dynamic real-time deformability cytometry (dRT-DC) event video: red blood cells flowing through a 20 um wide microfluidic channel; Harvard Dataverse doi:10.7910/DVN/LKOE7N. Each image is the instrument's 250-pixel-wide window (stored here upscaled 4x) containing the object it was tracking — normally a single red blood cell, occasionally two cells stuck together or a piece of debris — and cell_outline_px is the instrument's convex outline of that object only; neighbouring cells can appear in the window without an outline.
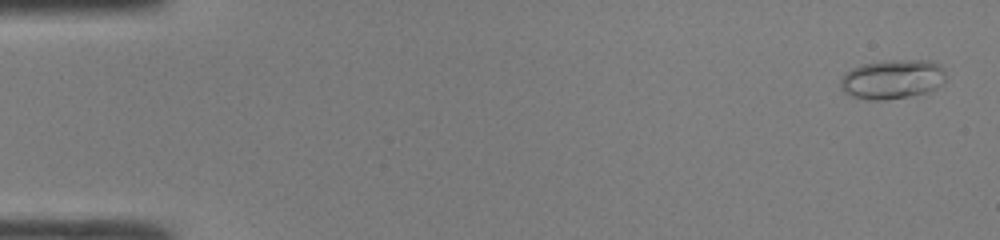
{"species": "common noctule bat (a hibernating species)", "species_latin": "Nyctalus noctula", "temperature_condition": "room temperature", "stored_images_in_passage": 48, "camera_frame_rate_fps": 3000, "um_per_image_px": 0.085, "animal": {"sex": "male", "body_mass_g": 19.0, "forearm_length_mm": 50.8}, "frame": {"image": 1, "passage_image": 2, "time_ms": 0.333, "image_size_px": [1000, 240], "cell_outline_px": [[944, 80], [936, 88], [924, 92], [908, 96], [880, 100], [868, 100], [852, 96], [844, 92], [840, 88], [840, 80], [844, 72], [860, 64], [888, 60], [928, 60], [940, 64], [944, 68]], "centroid_in_image_um": [75.8, 6.72], "position_along_channel_um": 9.2, "area_um2": 24.16}}
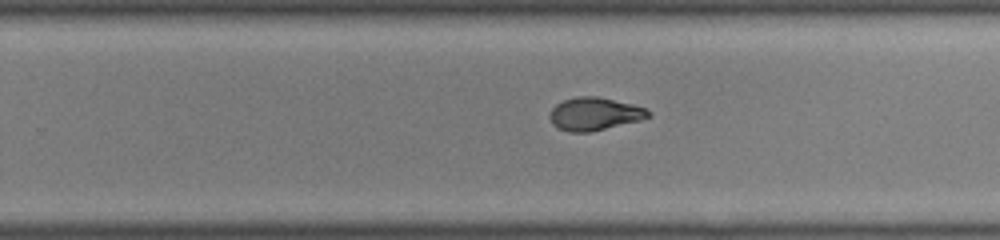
{"frame": {"image": 2, "passage_image": 31, "time_ms": 10.0, "image_size_px": [1000, 240], "cell_outline_px": [[652, 116], [640, 120], [592, 132], [568, 132], [552, 124], [548, 116], [552, 108], [556, 104], [564, 100], [576, 96], [596, 96], [632, 104], [644, 108], [652, 112]], "centroid_in_image_um": [50.52, 9.68], "position_along_channel_um": 279.3, "area_um2": 18.96}}
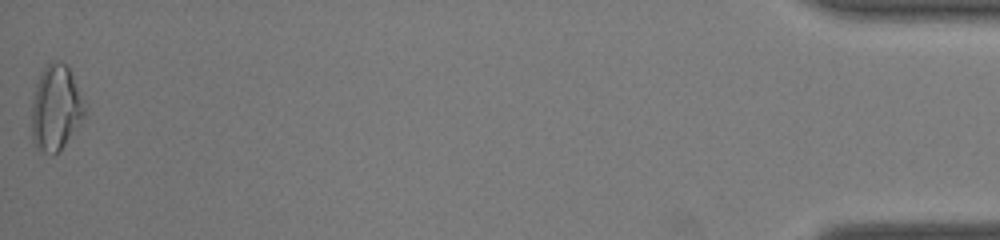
{"frame": {"image": 3, "passage_image": 48, "time_ms": 15.667, "image_size_px": [1000, 240], "cell_outline_px": [[88, 112], [80, 124], [64, 144], [52, 156], [36, 148], [32, 140], [32, 100], [36, 84], [40, 72], [52, 60], [60, 60], [68, 68], [88, 108]], "centroid_in_image_um": [4.75, 9.17], "position_along_channel_um": 430.4, "area_um2": 26.53}, "authors_computed_cell_mechanics": {"area_um2": 19.7965, "velocity_mm_per_s": 4.3126, "shape_relaxation_time_tau1_ms": 6.3712, "shape_relaxation_time_tau2_ms": 1.6682, "deformation_change_tau1": 0.1945, "deformation_change_tau2": 0.0713}}